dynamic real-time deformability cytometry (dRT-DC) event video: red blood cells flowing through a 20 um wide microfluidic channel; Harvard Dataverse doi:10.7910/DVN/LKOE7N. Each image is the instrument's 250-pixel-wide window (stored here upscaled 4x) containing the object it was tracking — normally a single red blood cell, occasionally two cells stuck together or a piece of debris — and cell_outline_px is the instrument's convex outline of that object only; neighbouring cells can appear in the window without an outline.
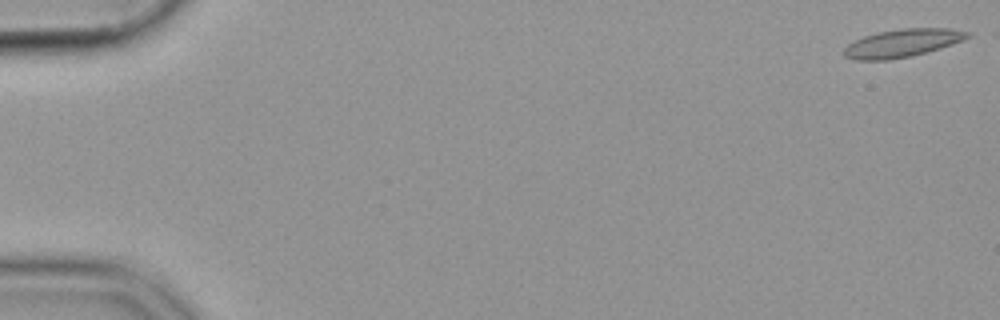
{"species": "common noctule bat (a hibernating species)", "species_latin": "Nyctalus noctula", "temperature_condition": "cold", "stored_images_in_passage": 50, "camera_frame_rate_fps": 3000, "um_per_image_px": 0.085, "animal": {"sex": "female", "body_mass_g": 19.9}, "frame": {"image": 1, "passage_image": 1, "time_ms": 0.0, "image_size_px": [1000, 320], "cell_outline_px": [[972, 36], [952, 44], [940, 48], [912, 56], [888, 60], [856, 60], [844, 56], [840, 52], [848, 44], [864, 36], [876, 32], [900, 28], [948, 28], [972, 32]], "centroid_in_image_um": [76.69, 3.66], "position_along_channel_um": 8.3, "area_um2": 20.35}}
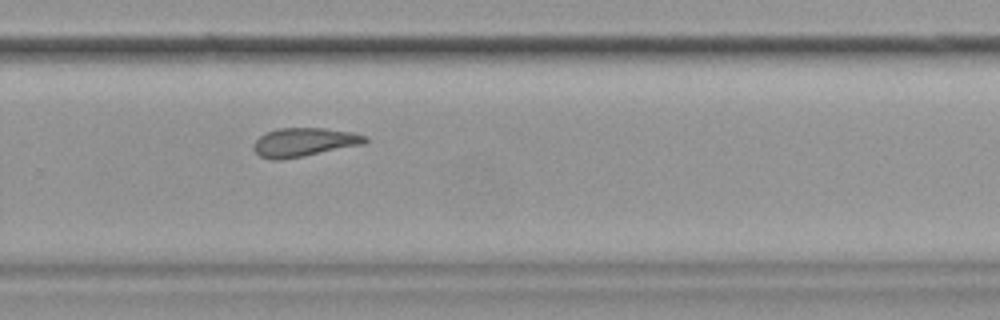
{"frame": {"image": 2, "passage_image": 38, "time_ms": 12.333, "image_size_px": [1000, 320], "cell_outline_px": [[368, 140], [364, 144], [304, 156], [280, 160], [268, 160], [260, 156], [252, 148], [252, 144], [260, 136], [268, 132], [280, 128], [324, 128], [352, 132], [368, 136]], "centroid_in_image_um": [25.84, 12.09], "position_along_channel_um": 304.0, "area_um2": 18.73}}
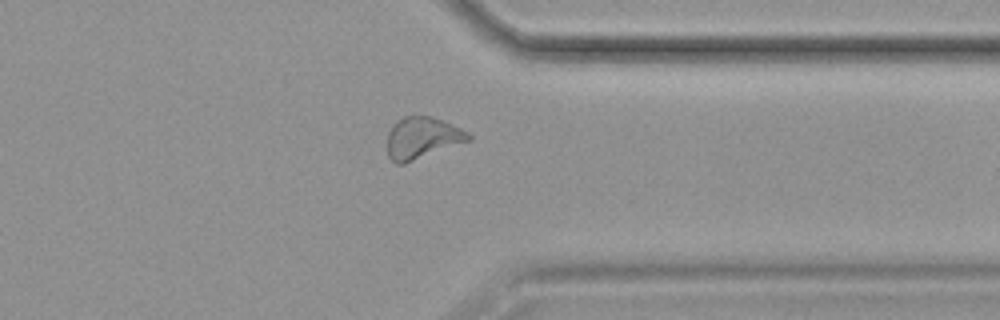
{"frame": {"image": 3, "passage_image": 44, "time_ms": 14.333, "image_size_px": [1000, 320], "cell_outline_px": [[472, 140], [404, 164], [396, 164], [388, 156], [388, 132], [392, 124], [396, 120], [404, 116], [432, 116], [460, 128], [468, 132], [472, 136]], "centroid_in_image_um": [35.89, 11.72], "position_along_channel_um": 375.5, "area_um2": 19.83}}